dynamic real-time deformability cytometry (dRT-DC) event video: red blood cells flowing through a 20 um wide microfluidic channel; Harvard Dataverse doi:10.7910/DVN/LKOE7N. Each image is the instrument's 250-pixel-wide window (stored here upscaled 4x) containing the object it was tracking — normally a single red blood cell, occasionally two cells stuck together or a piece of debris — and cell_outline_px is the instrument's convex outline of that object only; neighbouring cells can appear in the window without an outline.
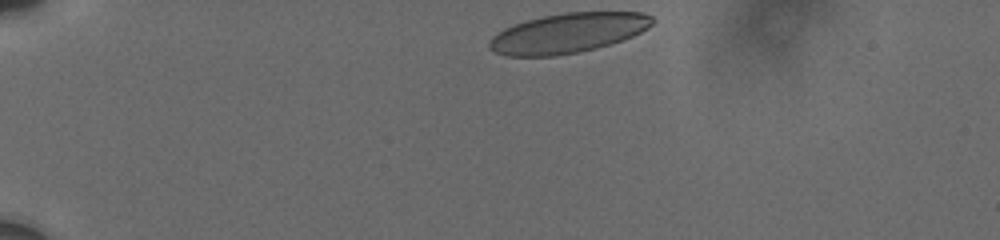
{"species": "human", "species_latin": "Homo sapiens", "temperature_condition": "cold", "stored_images_in_passage": 7, "camera_frame_rate_fps": 3000, "um_per_image_px": 0.085, "donor": {"sex": "male"}, "frame": {"image": 1, "passage_image": 1, "time_ms": 0.0, "image_size_px": [1000, 240], "cell_outline_px": [[656, 20], [648, 28], [624, 40], [596, 48], [556, 56], [504, 56], [492, 52], [488, 48], [488, 40], [496, 32], [512, 24], [544, 16], [564, 12], [644, 12], [652, 16]], "centroid_in_image_um": [48.24, 2.81], "position_along_channel_um": 36.8, "area_um2": 38.15}}
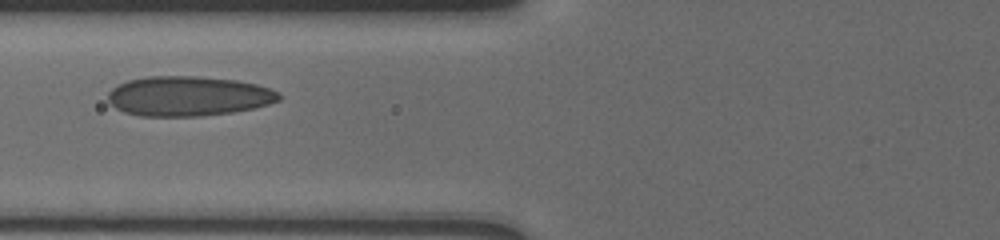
{"frame": {"image": 2, "passage_image": 5, "time_ms": 4.0, "image_size_px": [1000, 240], "cell_outline_px": [[280, 100], [256, 108], [232, 112], [200, 116], [140, 116], [124, 112], [116, 108], [108, 100], [108, 92], [116, 84], [128, 80], [144, 76], [196, 76], [236, 80], [256, 84], [272, 88], [280, 92]], "centroid_in_image_um": [16.01, 8.16], "position_along_channel_um": 109.8, "area_um2": 40.0}}
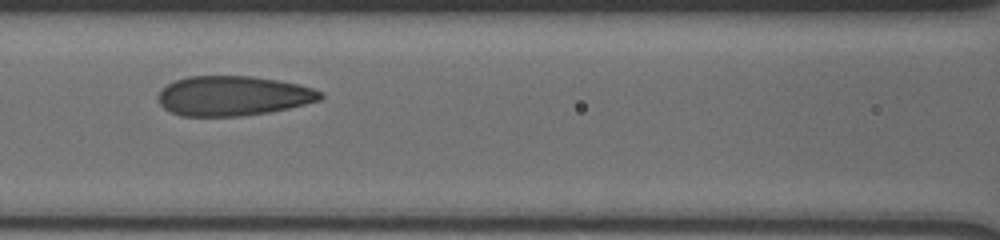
{"frame": {"image": 3, "passage_image": 6, "time_ms": 5.0, "image_size_px": [1000, 240], "cell_outline_px": [[324, 96], [320, 100], [288, 108], [268, 112], [240, 116], [180, 116], [164, 108], [160, 104], [156, 96], [160, 88], [176, 80], [188, 76], [252, 76], [276, 80], [296, 84], [312, 88], [324, 92]], "centroid_in_image_um": [19.77, 8.15], "position_along_channel_um": 146.8, "area_um2": 37.63}}